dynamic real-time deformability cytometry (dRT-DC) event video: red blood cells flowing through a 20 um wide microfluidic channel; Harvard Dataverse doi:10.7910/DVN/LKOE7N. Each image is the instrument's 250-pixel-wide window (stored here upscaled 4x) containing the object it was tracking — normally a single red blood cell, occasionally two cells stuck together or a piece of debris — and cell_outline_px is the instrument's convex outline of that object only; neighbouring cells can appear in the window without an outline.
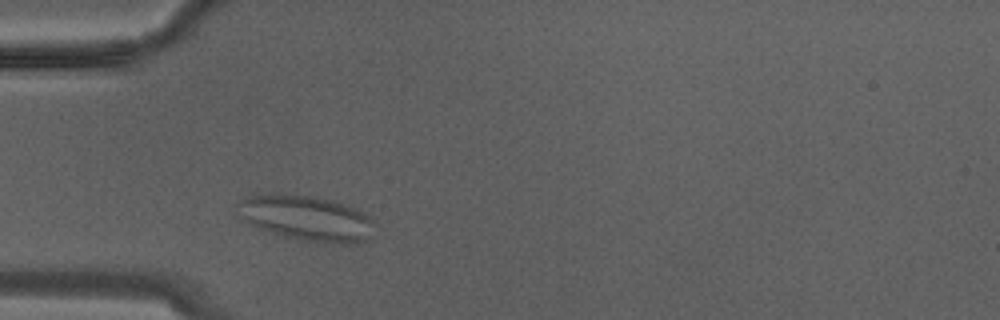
{"species": "Egyptian fruit bat (a non-hibernating species)", "species_latin": "Rousettus aegyptiacus", "temperature_condition": "warm", "stored_images_in_passage": 5, "camera_frame_rate_fps": 3000, "um_per_image_px": 0.085, "animal": {"sex": "male"}, "frame": {"image": 1, "passage_image": 3, "time_ms": 0.667, "image_size_px": [1000, 320], "cell_outline_px": [[376, 224], [368, 240], [352, 244], [320, 244], [272, 232], [248, 224], [240, 216], [236, 204], [236, 200], [244, 196], [256, 192], [284, 192], [312, 196], [336, 200], [356, 208], [368, 216]], "centroid_in_image_um": [26.01, 18.5], "position_along_channel_um": 59.0, "area_um2": 37.4}}